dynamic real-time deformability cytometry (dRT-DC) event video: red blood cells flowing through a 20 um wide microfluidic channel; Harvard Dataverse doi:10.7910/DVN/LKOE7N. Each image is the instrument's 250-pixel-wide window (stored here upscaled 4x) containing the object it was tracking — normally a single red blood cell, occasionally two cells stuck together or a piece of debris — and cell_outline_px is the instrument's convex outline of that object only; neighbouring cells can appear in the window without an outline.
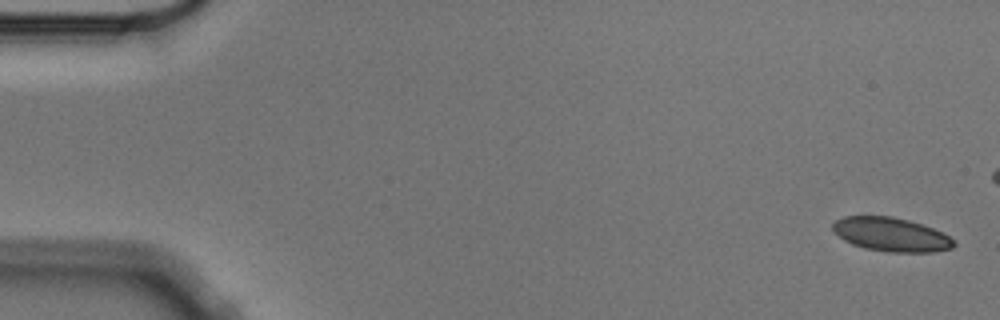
{"species": "Egyptian fruit bat (a non-hibernating species)", "species_latin": "Rousettus aegyptiacus", "temperature_condition": "cold", "stored_images_in_passage": 6, "camera_frame_rate_fps": 3000, "um_per_image_px": 0.085, "animal": {"sex": "male"}, "frame": {"image": 1, "passage_image": 1, "time_ms": 0.0, "image_size_px": [1000, 320], "cell_outline_px": [[956, 244], [952, 248], [932, 252], [888, 252], [864, 248], [852, 244], [844, 240], [832, 228], [832, 224], [836, 220], [844, 216], [892, 216], [908, 220], [932, 228], [956, 240]], "centroid_in_image_um": [75.75, 19.93], "position_along_channel_um": 9.3, "area_um2": 23.76}}